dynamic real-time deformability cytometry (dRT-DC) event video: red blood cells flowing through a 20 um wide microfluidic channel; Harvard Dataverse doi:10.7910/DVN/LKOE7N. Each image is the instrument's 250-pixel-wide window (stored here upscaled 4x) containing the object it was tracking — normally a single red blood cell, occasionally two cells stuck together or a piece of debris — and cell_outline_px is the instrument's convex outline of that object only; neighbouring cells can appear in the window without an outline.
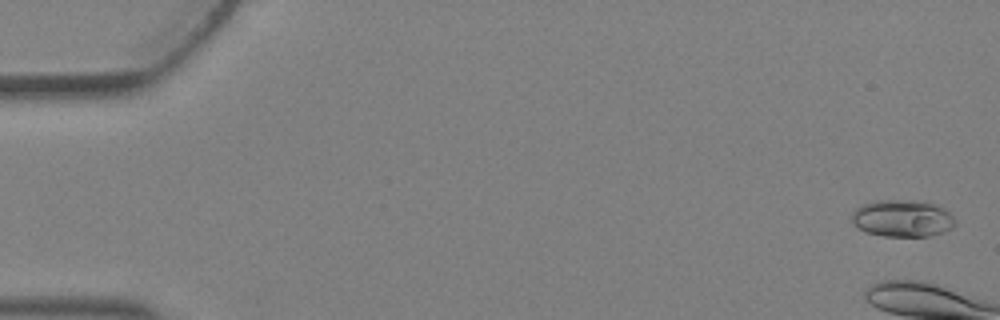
{"species": "Egyptian fruit bat (a non-hibernating species)", "species_latin": "Rousettus aegyptiacus", "temperature_condition": "warm", "stored_images_in_passage": 2, "camera_frame_rate_fps": 3000, "um_per_image_px": 0.085, "animal": {"sex": "female"}, "frame": {"image": 1, "passage_image": 1, "time_ms": 0.0, "image_size_px": [1000, 320], "cell_outline_px": [[956, 224], [952, 228], [944, 232], [928, 236], [884, 236], [864, 232], [852, 224], [852, 212], [856, 208], [864, 204], [876, 200], [908, 200], [932, 204], [944, 208], [956, 220]], "centroid_in_image_um": [76.68, 18.57], "position_along_channel_um": 8.3, "area_um2": 22.31}}